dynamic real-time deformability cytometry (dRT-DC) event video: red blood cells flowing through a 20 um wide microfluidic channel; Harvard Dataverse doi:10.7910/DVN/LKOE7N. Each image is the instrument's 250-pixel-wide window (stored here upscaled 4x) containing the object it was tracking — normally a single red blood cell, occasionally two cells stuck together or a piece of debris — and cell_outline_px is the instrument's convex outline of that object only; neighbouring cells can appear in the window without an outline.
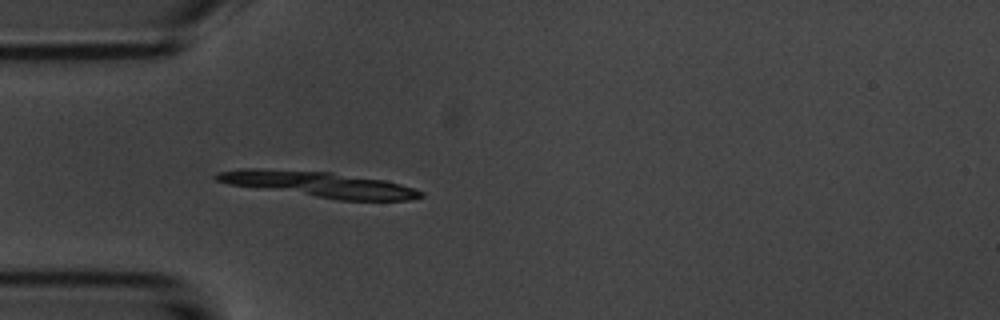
{"species": "common noctule bat (a hibernating species)", "species_latin": "Nyctalus noctula", "temperature_condition": "room temperature", "stored_images_in_passage": 1, "camera_frame_rate_fps": 3000, "um_per_image_px": 0.085, "animal": {"sex": "male", "body_mass_g": 20.1, "forearm_length_mm": 53.5}, "frame": {"image": 1, "passage_image": 1, "time_ms": 0.0, "image_size_px": [1000, 320], "cell_outline_px": [[424, 196], [408, 200], [340, 200], [232, 184], [216, 180], [212, 176], [216, 172], [244, 168], [256, 168], [332, 172], [384, 180], [400, 184], [424, 192]], "centroid_in_image_um": [27.13, 15.66], "position_along_channel_um": 57.9, "area_um2": 30.06}}